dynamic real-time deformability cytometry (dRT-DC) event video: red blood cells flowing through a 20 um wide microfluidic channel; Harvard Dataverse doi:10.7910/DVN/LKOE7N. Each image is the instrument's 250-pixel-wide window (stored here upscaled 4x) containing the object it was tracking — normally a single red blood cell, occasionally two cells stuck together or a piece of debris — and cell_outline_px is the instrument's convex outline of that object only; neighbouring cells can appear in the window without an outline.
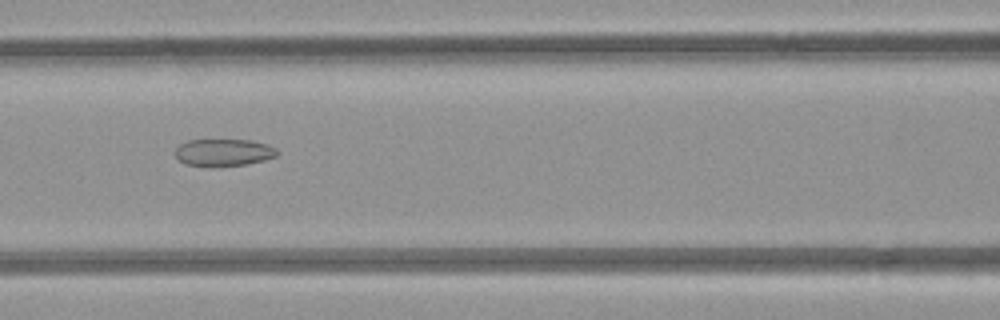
{"species": "common noctule bat (a hibernating species)", "species_latin": "Nyctalus noctula", "temperature_condition": "room temperature", "stored_images_in_passage": 7, "camera_frame_rate_fps": 3000, "um_per_image_px": 0.085, "animal": {"sex": "female", "body_mass_g": 21.9}, "frame": {"image": 1, "passage_image": 5, "time_ms": 4.333, "image_size_px": [1000, 320], "cell_outline_px": [[280, 152], [276, 156], [264, 160], [248, 164], [212, 168], [184, 164], [176, 156], [176, 148], [180, 144], [188, 140], [252, 140], [268, 144], [276, 148]], "centroid_in_image_um": [19.03, 12.98], "position_along_channel_um": 147.6, "area_um2": 16.53}}
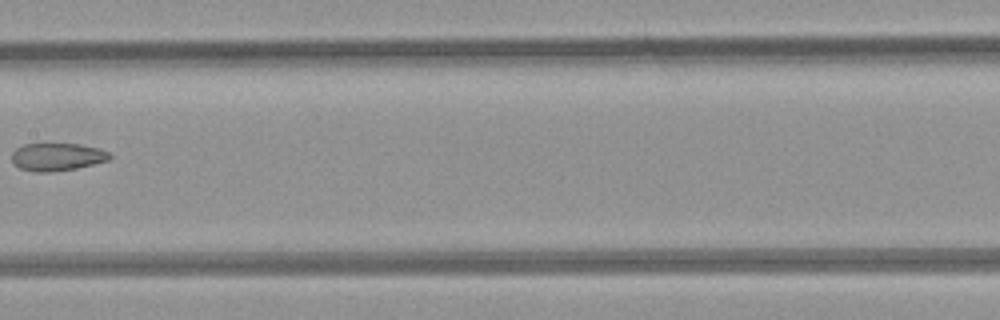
{"frame": {"image": 2, "passage_image": 6, "time_ms": 5.667, "image_size_px": [1000, 320], "cell_outline_px": [[112, 156], [108, 160], [76, 168], [52, 172], [36, 172], [20, 168], [12, 164], [12, 152], [16, 148], [24, 144], [80, 144], [100, 148], [108, 152]], "centroid_in_image_um": [4.83, 13.33], "position_along_channel_um": 202.6, "area_um2": 15.84}}
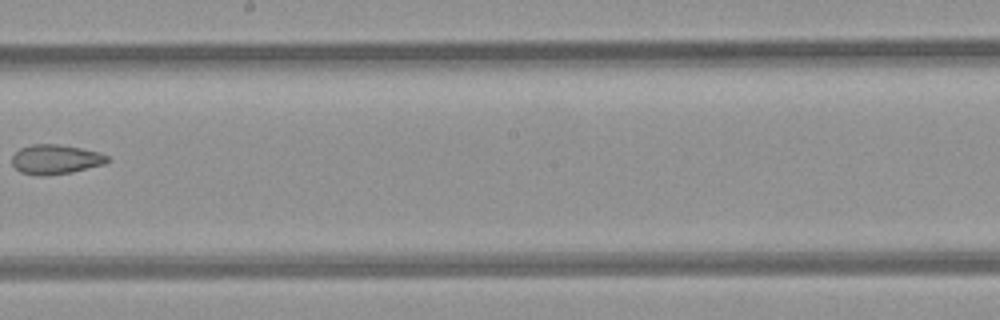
{"frame": {"image": 3, "passage_image": 7, "time_ms": 6.667, "image_size_px": [1000, 320], "cell_outline_px": [[108, 160], [104, 164], [72, 172], [44, 176], [36, 176], [20, 172], [12, 164], [12, 156], [20, 148], [32, 144], [56, 144], [80, 148], [100, 152], [108, 156]], "centroid_in_image_um": [4.7, 13.55], "position_along_channel_um": 243.5, "area_um2": 16.42}}